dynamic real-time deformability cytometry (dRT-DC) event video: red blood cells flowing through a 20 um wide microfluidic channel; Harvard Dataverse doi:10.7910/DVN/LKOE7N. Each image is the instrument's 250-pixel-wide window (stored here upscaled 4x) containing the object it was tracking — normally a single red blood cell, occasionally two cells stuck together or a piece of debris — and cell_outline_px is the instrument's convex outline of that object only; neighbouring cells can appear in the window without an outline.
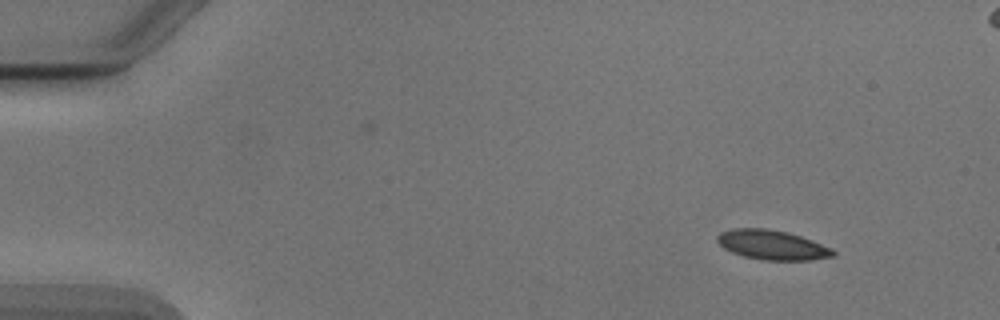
{"species": "Egyptian fruit bat (a non-hibernating species)", "species_latin": "Rousettus aegyptiacus", "temperature_condition": "cold", "stored_images_in_passage": 49, "segment_of_instrument_passage": [1, 2], "camera_frame_rate_fps": 3000, "um_per_image_px": 0.085, "animal": {"sex": "male"}, "frame": {"image": 1, "passage_image": 1, "time_ms": 0.0, "image_size_px": [1000, 320], "cell_outline_px": [[836, 252], [832, 256], [812, 260], [760, 260], [744, 256], [732, 252], [724, 248], [716, 240], [716, 236], [720, 232], [732, 228], [764, 228], [784, 232], [800, 236], [812, 240]], "centroid_in_image_um": [65.57, 20.82], "position_along_channel_um": 19.4, "area_um2": 19.71}}
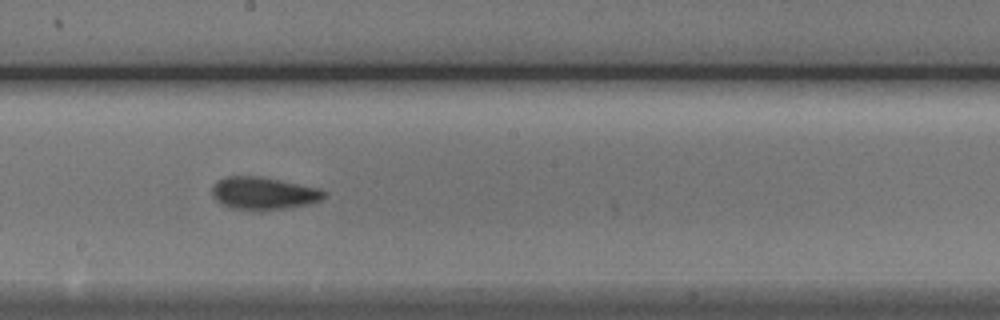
{"frame": {"image": 2, "passage_image": 25, "time_ms": 8.0, "image_size_px": [1000, 320], "cell_outline_px": [[324, 196], [320, 200], [308, 204], [260, 212], [256, 212], [232, 208], [220, 204], [212, 196], [212, 184], [216, 180], [228, 176], [256, 176], [280, 180], [320, 188], [324, 192]], "centroid_in_image_um": [22.33, 16.45], "position_along_channel_um": 225.9, "area_um2": 21.5}}
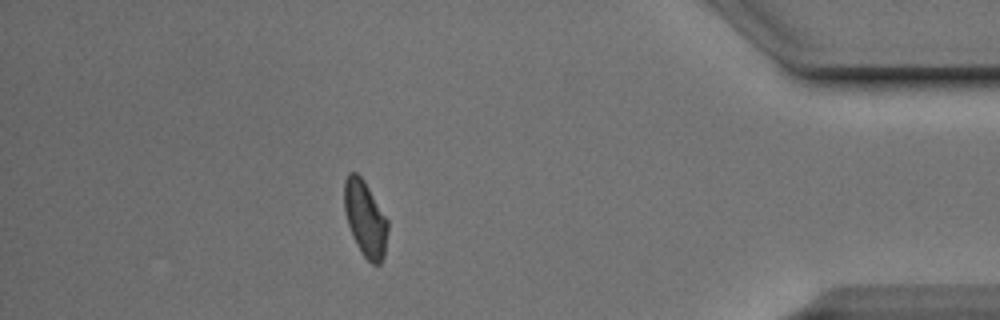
{"frame": {"image": 3, "passage_image": 42, "time_ms": 13.667, "image_size_px": [1000, 320], "cell_outline_px": [[388, 228], [384, 256], [380, 264], [372, 264], [360, 252], [352, 236], [348, 224], [344, 208], [344, 180], [348, 172], [356, 172], [364, 180], [388, 220]], "centroid_in_image_um": [31.04, 18.58], "position_along_channel_um": 404.2, "area_um2": 19.25}}